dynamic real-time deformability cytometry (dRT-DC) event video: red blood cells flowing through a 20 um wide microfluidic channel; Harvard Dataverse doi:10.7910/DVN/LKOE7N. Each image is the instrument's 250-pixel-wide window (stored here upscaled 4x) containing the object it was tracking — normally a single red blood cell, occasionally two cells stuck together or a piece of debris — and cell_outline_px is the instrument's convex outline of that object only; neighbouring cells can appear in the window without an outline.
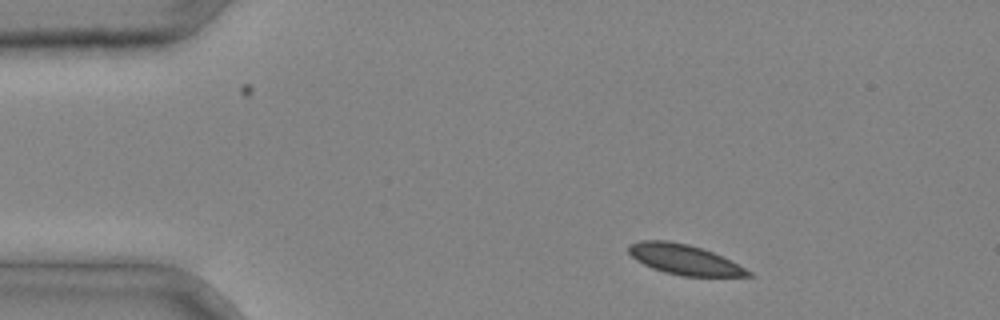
{"species": "common noctule bat (a hibernating species)", "species_latin": "Nyctalus noctula", "temperature_condition": "cold", "stored_images_in_passage": 2, "camera_frame_rate_fps": 3000, "um_per_image_px": 0.085, "animal": {"sex": "male", "body_mass_g": 20.4}, "frame": {"image": 1, "passage_image": 1, "time_ms": 0.0, "image_size_px": [1000, 320], "cell_outline_px": [[752, 276], [684, 276], [664, 272], [652, 268], [636, 260], [628, 252], [628, 244], [640, 240], [668, 240], [688, 244], [712, 252], [752, 272]], "centroid_in_image_um": [58.09, 22.05], "position_along_channel_um": 26.9, "area_um2": 20.69}}